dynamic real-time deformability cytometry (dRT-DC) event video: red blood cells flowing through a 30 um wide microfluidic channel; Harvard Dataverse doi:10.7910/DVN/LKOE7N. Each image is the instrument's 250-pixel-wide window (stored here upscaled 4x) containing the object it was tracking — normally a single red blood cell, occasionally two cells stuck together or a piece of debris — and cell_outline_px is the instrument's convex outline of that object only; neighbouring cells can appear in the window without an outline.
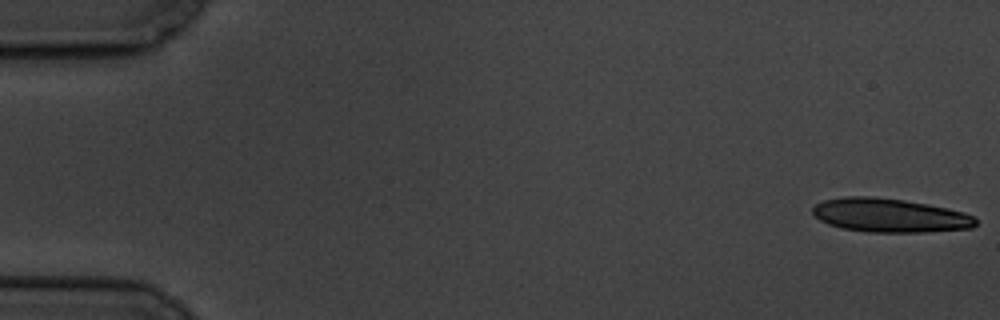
{"species": "common noctule bat (a hibernating species)", "species_latin": "Nyctalus noctula", "temperature_condition": "cold", "stored_images_in_passage": 5, "camera_frame_rate_fps": 3000, "um_per_image_px": 0.085, "animal": {"sex": "male", "body_mass_g": 19.5, "forearm_length_mm": 54.6}, "frame": {"image": 1, "passage_image": 1, "time_ms": 0.0, "image_size_px": [1000, 320], "cell_outline_px": [[976, 224], [972, 228], [924, 232], [868, 232], [844, 228], [828, 224], [820, 220], [812, 212], [812, 208], [816, 204], [824, 200], [844, 196], [872, 196], [904, 200], [928, 204], [948, 208], [964, 212], [976, 216]], "centroid_in_image_um": [75.65, 18.3], "position_along_channel_um": 9.4, "area_um2": 32.19}}